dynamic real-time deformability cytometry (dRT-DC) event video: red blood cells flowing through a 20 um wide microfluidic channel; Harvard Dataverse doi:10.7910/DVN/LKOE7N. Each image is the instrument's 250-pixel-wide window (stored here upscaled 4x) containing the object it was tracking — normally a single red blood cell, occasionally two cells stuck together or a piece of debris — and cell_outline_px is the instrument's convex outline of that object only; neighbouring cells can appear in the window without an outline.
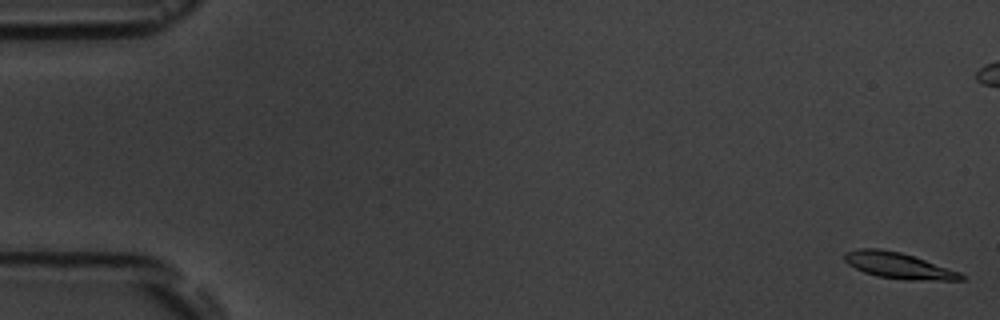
{"species": "common noctule bat (a hibernating species)", "species_latin": "Nyctalus noctula", "temperature_condition": "room temperature", "stored_images_in_passage": 7, "camera_frame_rate_fps": 3000, "um_per_image_px": 0.085, "animal": {"sex": "male", "body_mass_g": 19.5, "forearm_length_mm": 54.6}, "frame": {"image": 1, "passage_image": 1, "time_ms": 0.0, "image_size_px": [1000, 320], "cell_outline_px": [[968, 276], [964, 280], [908, 280], [876, 276], [864, 272], [848, 264], [844, 260], [844, 252], [856, 248], [880, 248], [900, 252], [960, 272]], "centroid_in_image_um": [76.36, 22.57], "position_along_channel_um": 8.6, "area_um2": 17.69}}
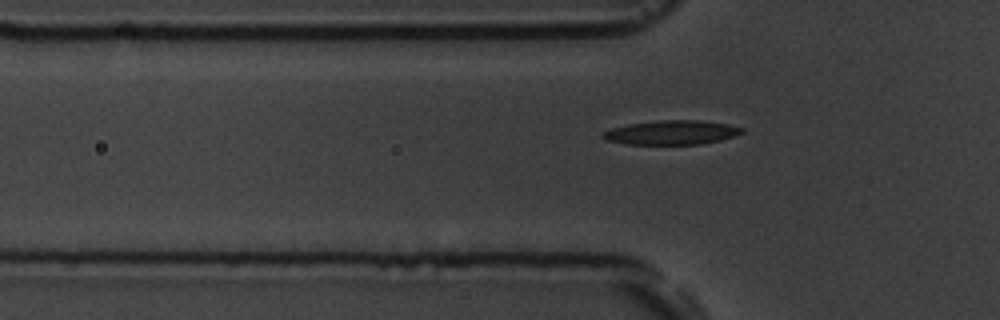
{"frame": {"image": 2, "passage_image": 7, "time_ms": 7.667, "image_size_px": [1000, 320], "cell_outline_px": [[744, 132], [720, 140], [700, 144], [628, 144], [604, 140], [600, 136], [604, 132], [612, 128], [628, 124], [660, 120], [700, 120], [728, 124], [744, 128]], "centroid_in_image_um": [57.07, 11.26], "position_along_channel_um": 68.7, "area_um2": 19.54}}